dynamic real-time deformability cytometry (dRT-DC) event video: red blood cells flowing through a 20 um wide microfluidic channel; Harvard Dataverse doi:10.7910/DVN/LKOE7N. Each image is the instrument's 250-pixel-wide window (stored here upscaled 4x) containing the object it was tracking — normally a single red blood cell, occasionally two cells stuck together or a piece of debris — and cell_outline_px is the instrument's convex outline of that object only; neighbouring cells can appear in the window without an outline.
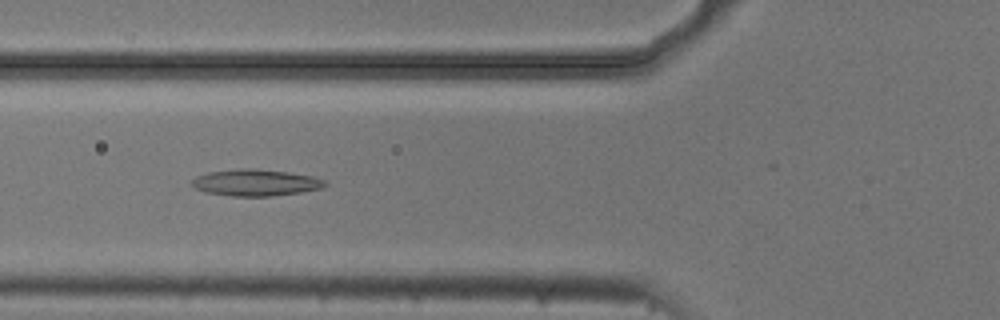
{"species": "common noctule bat (a hibernating species)", "species_latin": "Nyctalus noctula", "temperature_condition": "cold", "stored_images_in_passage": 36, "camera_frame_rate_fps": 3000, "um_per_image_px": 0.085, "animal": {"sex": "male", "body_mass_g": 20.5, "forearm_length_mm": 52.5}, "frame": {"image": 1, "passage_image": 20, "time_ms": 6.333, "image_size_px": [1000, 320], "cell_outline_px": [[328, 184], [320, 188], [300, 192], [272, 196], [232, 196], [204, 192], [196, 188], [192, 184], [192, 180], [196, 176], [208, 172], [240, 168], [256, 168], [288, 172], [312, 176], [324, 180]], "centroid_in_image_um": [21.71, 15.51], "position_along_channel_um": 104.1, "area_um2": 20.58}}
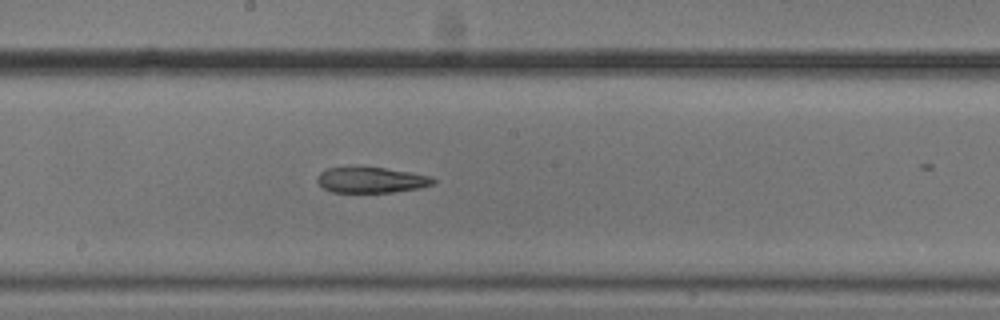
{"frame": {"image": 2, "passage_image": 29, "time_ms": 9.333, "image_size_px": [1000, 320], "cell_outline_px": [[436, 184], [416, 188], [392, 192], [332, 192], [324, 188], [316, 180], [320, 172], [328, 168], [384, 168], [432, 176], [436, 180]], "centroid_in_image_um": [31.58, 15.31], "position_along_channel_um": 216.6, "area_um2": 16.99}}
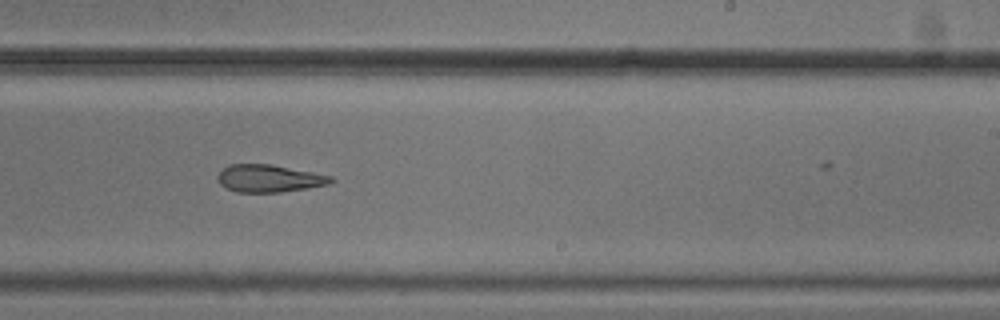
{"frame": {"image": 3, "passage_image": 33, "time_ms": 10.667, "image_size_px": [1000, 320], "cell_outline_px": [[336, 180], [328, 184], [308, 188], [280, 192], [236, 192], [220, 184], [216, 176], [228, 164], [272, 164], [332, 176]], "centroid_in_image_um": [22.88, 15.16], "position_along_channel_um": 266.1, "area_um2": 18.09}}